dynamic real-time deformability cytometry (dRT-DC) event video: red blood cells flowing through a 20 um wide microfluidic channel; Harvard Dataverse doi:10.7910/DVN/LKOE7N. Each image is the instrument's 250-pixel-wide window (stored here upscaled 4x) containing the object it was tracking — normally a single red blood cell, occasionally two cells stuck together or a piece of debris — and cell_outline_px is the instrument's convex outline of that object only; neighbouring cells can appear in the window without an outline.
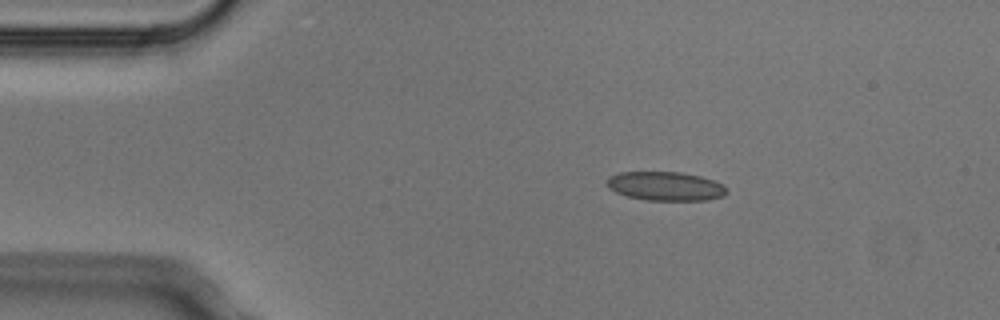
{"species": "Egyptian fruit bat (a non-hibernating species)", "species_latin": "Rousettus aegyptiacus", "temperature_condition": "cold", "stored_images_in_passage": 6, "camera_frame_rate_fps": 3000, "um_per_image_px": 0.085, "animal": {"sex": "male"}, "frame": {"image": 1, "passage_image": 2, "time_ms": 0.333, "image_size_px": [1000, 320], "cell_outline_px": [[728, 192], [724, 196], [708, 200], [648, 200], [628, 196], [616, 192], [608, 188], [608, 176], [620, 172], [680, 172], [700, 176], [724, 184]], "centroid_in_image_um": [56.6, 15.82], "position_along_channel_um": 28.4, "area_um2": 20.17}}
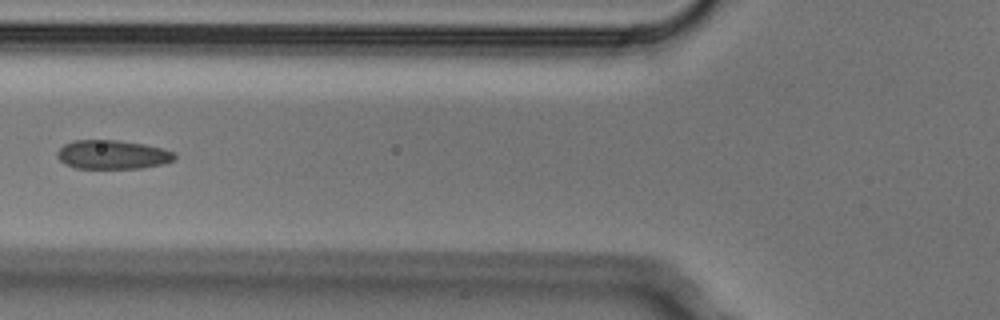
{"frame": {"image": 2, "passage_image": 5, "time_ms": 1.333, "image_size_px": [1000, 320], "cell_outline_px": [[176, 156], [172, 160], [164, 164], [140, 168], [76, 168], [64, 164], [56, 156], [56, 152], [64, 144], [76, 140], [116, 140], [144, 144], [164, 148], [172, 152]], "centroid_in_image_um": [9.54, 13.14], "position_along_channel_um": 116.3, "area_um2": 19.77}}
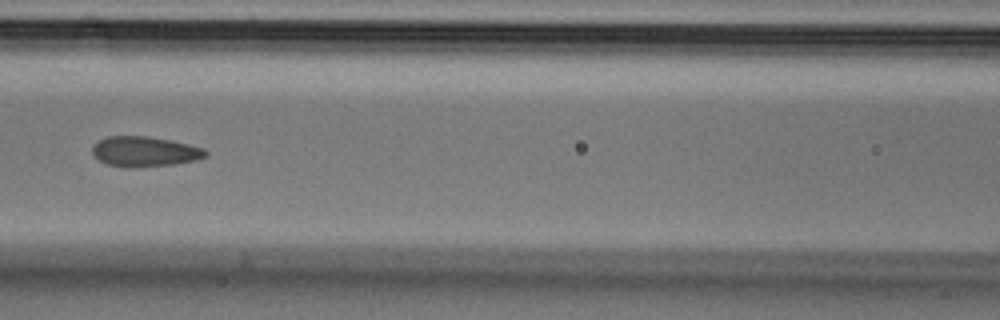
{"frame": {"image": 3, "passage_image": 6, "time_ms": 1.667, "image_size_px": [1000, 320], "cell_outline_px": [[208, 156], [196, 160], [172, 164], [132, 168], [128, 168], [108, 164], [100, 160], [92, 152], [92, 144], [108, 136], [148, 136], [172, 140], [204, 148], [208, 152]], "centroid_in_image_um": [12.32, 12.88], "position_along_channel_um": 154.3, "area_um2": 19.94}}